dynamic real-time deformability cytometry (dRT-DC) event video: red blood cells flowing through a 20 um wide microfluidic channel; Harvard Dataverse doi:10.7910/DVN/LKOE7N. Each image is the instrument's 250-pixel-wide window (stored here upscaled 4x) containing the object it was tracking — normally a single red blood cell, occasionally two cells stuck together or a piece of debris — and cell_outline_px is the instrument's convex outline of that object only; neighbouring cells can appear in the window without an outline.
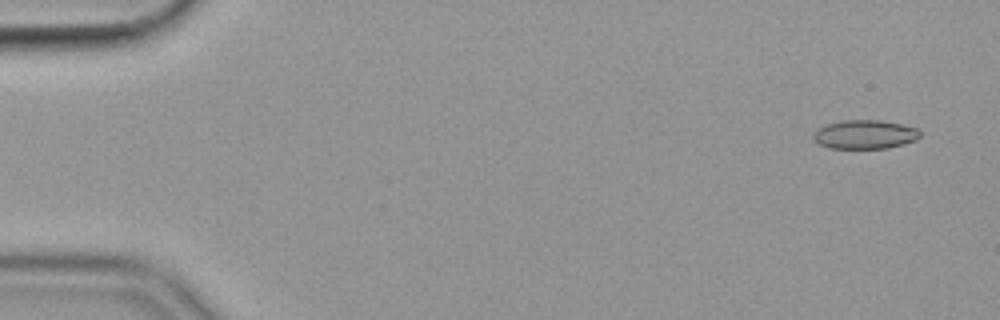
{"species": "common noctule bat (a hibernating species)", "species_latin": "Nyctalus noctula", "temperature_condition": "cold", "stored_images_in_passage": 54, "camera_frame_rate_fps": 3000, "um_per_image_px": 0.085, "animal": {"sex": "female", "body_mass_g": 19.9}, "frame": {"image": 1, "passage_image": 1, "time_ms": 0.0, "image_size_px": [1000, 320], "cell_outline_px": [[920, 136], [916, 140], [888, 148], [832, 148], [820, 144], [812, 136], [820, 128], [828, 124], [840, 120], [880, 120], [900, 124], [916, 128], [920, 132]], "centroid_in_image_um": [73.54, 11.42], "position_along_channel_um": 11.5, "area_um2": 17.63}}
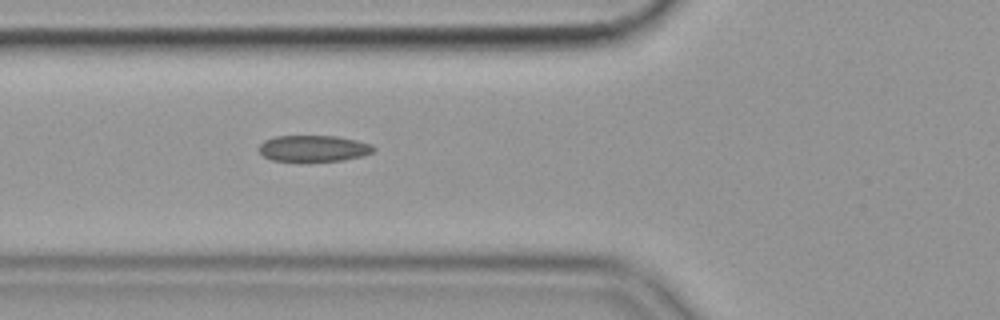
{"frame": {"image": 2, "passage_image": 19, "time_ms": 6.0, "image_size_px": [1000, 320], "cell_outline_px": [[376, 148], [372, 152], [360, 156], [340, 160], [272, 160], [264, 156], [260, 152], [260, 144], [264, 140], [276, 136], [336, 136], [356, 140], [372, 144]], "centroid_in_image_um": [26.66, 12.59], "position_along_channel_um": 99.1, "area_um2": 17.11}}
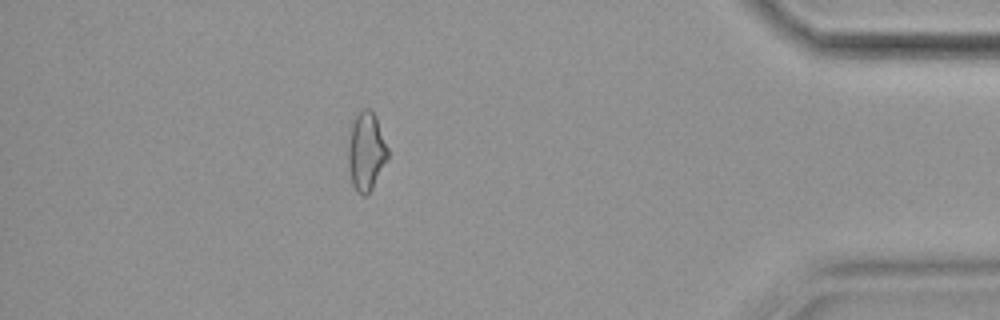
{"frame": {"image": 3, "passage_image": 48, "time_ms": 15.667, "image_size_px": [1000, 320], "cell_outline_px": [[388, 156], [372, 188], [364, 196], [356, 192], [352, 184], [348, 160], [348, 144], [352, 124], [356, 116], [364, 108], [368, 108], [376, 116], [388, 148]], "centroid_in_image_um": [31.12, 12.87], "position_along_channel_um": 404.1, "area_um2": 17.74}, "authors_computed_cell_mechanics": {"area_um2": 17.7446, "velocity_mm_per_s": 3.5757, "shape_relaxation_time_tau1_ms": null, "shape_relaxation_time_tau2_ms": 2.7713, "deformation_change_tau1": null, "deformation_change_tau2": 0.0965}}